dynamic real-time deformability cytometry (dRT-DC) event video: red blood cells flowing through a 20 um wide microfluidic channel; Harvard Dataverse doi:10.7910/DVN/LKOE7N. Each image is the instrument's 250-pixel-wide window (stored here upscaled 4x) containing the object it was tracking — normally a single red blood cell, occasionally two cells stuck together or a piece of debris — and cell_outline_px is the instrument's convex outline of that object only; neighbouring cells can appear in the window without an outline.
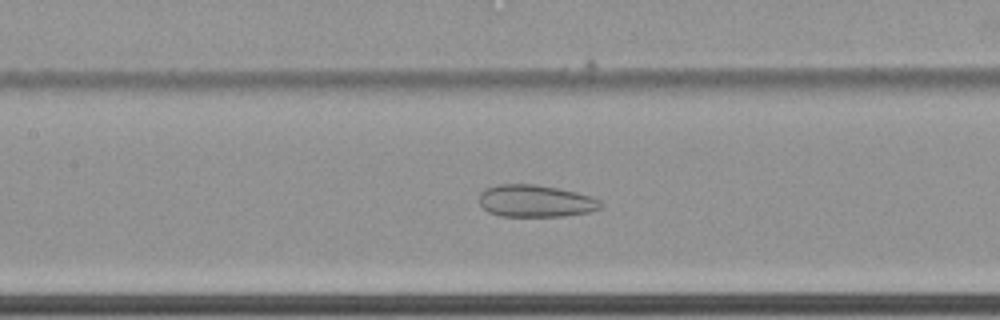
{"species": "common noctule bat (a hibernating species)", "species_latin": "Nyctalus noctula", "temperature_condition": "cold", "stored_images_in_passage": 64, "camera_frame_rate_fps": 3000, "um_per_image_px": 0.085, "animal": {"sex": "female", "body_mass_g": 22.7, "forearm_length_mm": 54.2}, "frame": {"image": 1, "passage_image": 33, "time_ms": 10.667, "image_size_px": [1000, 320], "cell_outline_px": [[604, 204], [600, 208], [588, 212], [564, 216], [500, 216], [488, 212], [480, 204], [480, 192], [484, 188], [496, 184], [536, 184], [576, 192], [592, 196], [600, 200]], "centroid_in_image_um": [45.51, 17.08], "position_along_channel_um": 161.9, "area_um2": 22.89}}
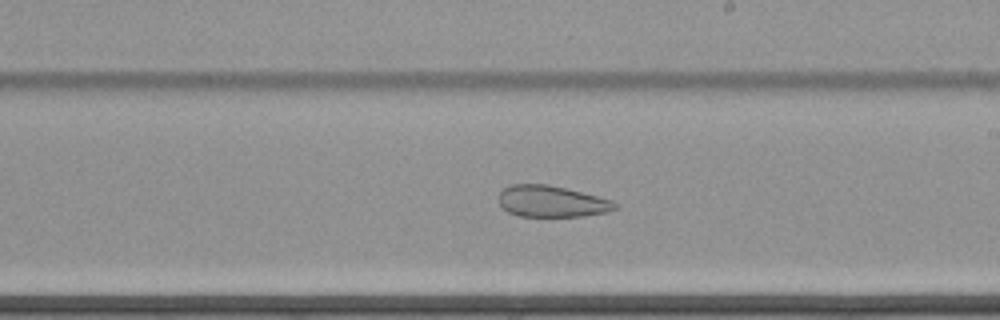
{"frame": {"image": 2, "passage_image": 40, "time_ms": 13.0, "image_size_px": [1000, 320], "cell_outline_px": [[620, 208], [608, 212], [584, 216], [520, 216], [508, 212], [500, 204], [500, 192], [504, 188], [512, 184], [548, 184], [612, 200]], "centroid_in_image_um": [46.92, 17.12], "position_along_channel_um": 242.1, "area_um2": 21.1}}
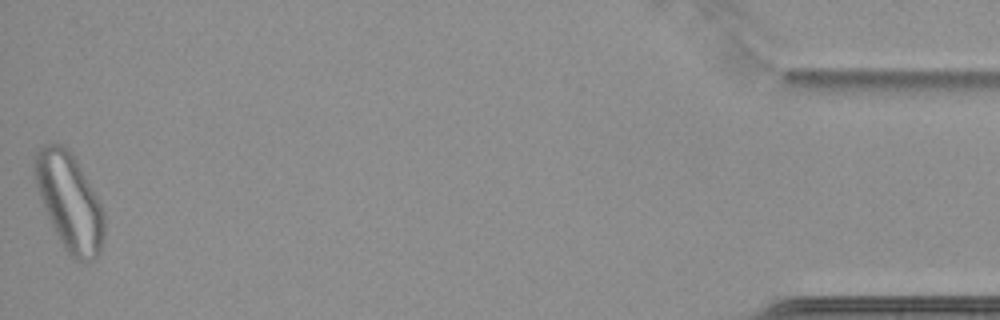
{"frame": {"image": 3, "passage_image": 64, "time_ms": 21.0, "image_size_px": [1000, 320], "cell_outline_px": [[104, 236], [100, 252], [88, 264], [72, 260], [64, 248], [48, 216], [40, 196], [36, 184], [36, 152], [44, 144], [56, 140], [64, 144], [68, 148], [76, 160], [100, 204], [104, 212]], "centroid_in_image_um": [5.93, 17.18], "position_along_channel_um": 429.3, "area_um2": 38.84}}